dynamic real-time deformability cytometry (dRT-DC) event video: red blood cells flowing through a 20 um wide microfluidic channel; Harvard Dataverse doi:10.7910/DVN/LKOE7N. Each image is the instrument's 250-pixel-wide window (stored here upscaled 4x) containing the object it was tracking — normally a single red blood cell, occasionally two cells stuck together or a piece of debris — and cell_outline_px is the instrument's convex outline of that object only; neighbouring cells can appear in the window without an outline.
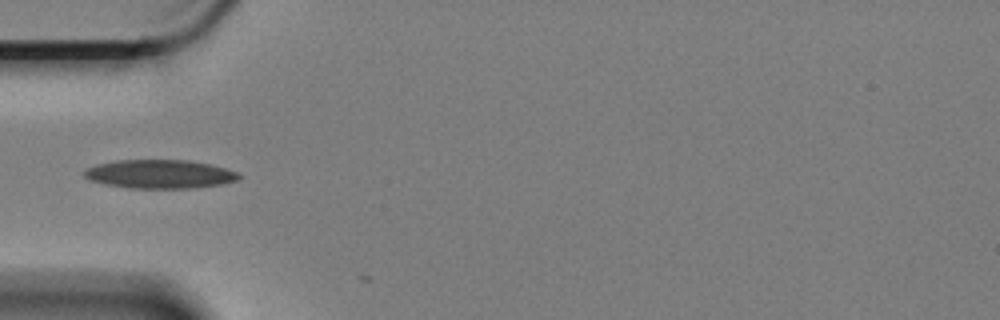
{"species": "Egyptian fruit bat (a non-hibernating species)", "species_latin": "Rousettus aegyptiacus", "temperature_condition": "cold", "stored_images_in_passage": 5, "camera_frame_rate_fps": 3000, "um_per_image_px": 0.085, "animal": {"sex": "female"}, "frame": {"image": 1, "passage_image": 1, "time_ms": 0.0, "image_size_px": [1000, 320], "cell_outline_px": [[240, 176], [236, 180], [220, 184], [196, 188], [128, 188], [104, 184], [88, 180], [84, 176], [84, 172], [88, 168], [96, 164], [116, 160], [188, 160], [208, 164], [224, 168], [236, 172]], "centroid_in_image_um": [13.52, 14.8], "position_along_channel_um": 71.5, "area_um2": 25.72}}
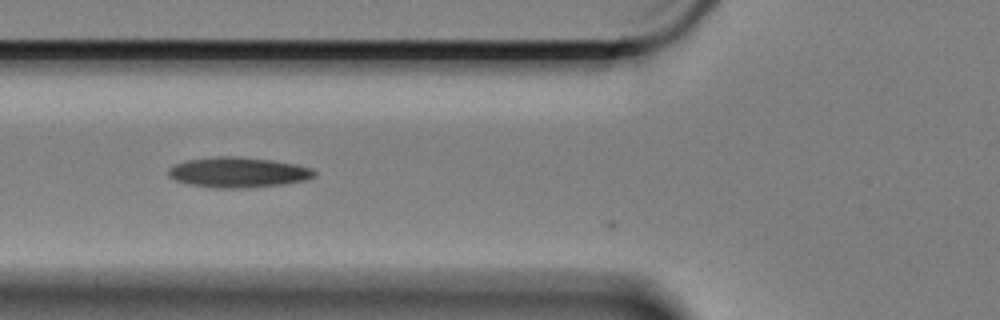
{"frame": {"image": 2, "passage_image": 4, "time_ms": 1.0, "image_size_px": [1000, 320], "cell_outline_px": [[316, 176], [308, 180], [284, 184], [244, 188], [212, 188], [188, 184], [176, 180], [168, 176], [168, 168], [176, 164], [188, 160], [216, 156], [228, 156], [272, 160], [296, 164], [312, 168], [316, 172]], "centroid_in_image_um": [20.27, 14.66], "position_along_channel_um": 105.5, "area_um2": 25.84}}